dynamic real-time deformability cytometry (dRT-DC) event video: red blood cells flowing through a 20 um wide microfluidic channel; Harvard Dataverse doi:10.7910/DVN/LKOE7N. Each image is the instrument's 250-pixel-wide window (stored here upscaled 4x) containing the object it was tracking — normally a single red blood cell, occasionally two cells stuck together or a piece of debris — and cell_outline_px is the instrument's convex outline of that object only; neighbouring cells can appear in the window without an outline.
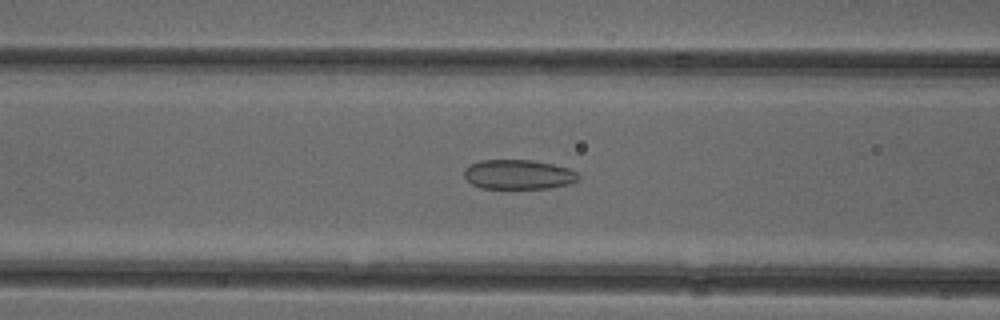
{"species": "common noctule bat (a hibernating species)", "species_latin": "Nyctalus noctula", "temperature_condition": "cold", "stored_images_in_passage": 40, "camera_frame_rate_fps": 3000, "um_per_image_px": 0.085, "animal": {"sex": "female"}, "frame": {"image": 1, "passage_image": 9, "time_ms": 2.667, "image_size_px": [1000, 320], "cell_outline_px": [[580, 180], [568, 184], [548, 188], [480, 188], [472, 184], [464, 176], [464, 168], [480, 160], [532, 160], [552, 164], [568, 168], [576, 172], [580, 176]], "centroid_in_image_um": [44.07, 14.83], "position_along_channel_um": 122.5, "area_um2": 19.65}}
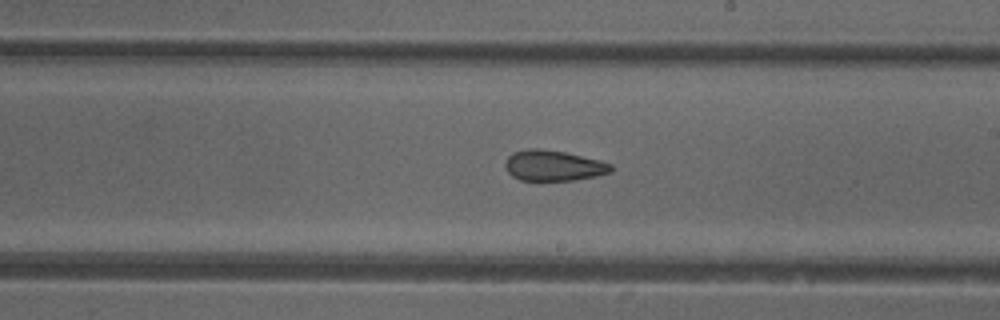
{"frame": {"image": 2, "passage_image": 18, "time_ms": 5.667, "image_size_px": [1000, 320], "cell_outline_px": [[612, 172], [596, 176], [572, 180], [520, 180], [512, 176], [508, 172], [504, 164], [508, 156], [512, 152], [528, 148], [536, 148], [564, 152], [600, 160], [612, 164]], "centroid_in_image_um": [47.03, 14.07], "position_along_channel_um": 242.0, "area_um2": 18.84}}
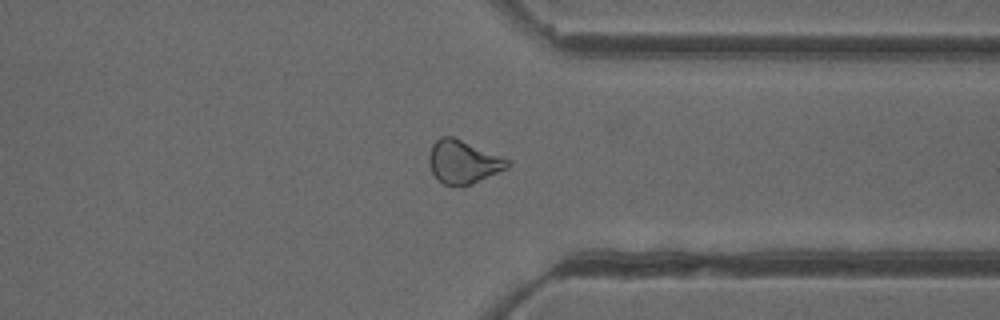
{"frame": {"image": 3, "passage_image": 28, "time_ms": 9.0, "image_size_px": [1000, 320], "cell_outline_px": [[508, 168], [472, 184], [444, 184], [432, 172], [428, 164], [428, 156], [432, 144], [440, 136], [452, 136], [500, 156], [508, 160]], "centroid_in_image_um": [39.33, 13.74], "position_along_channel_um": 372.1, "area_um2": 19.31}, "authors_computed_cell_mechanics": {"area_um2": 19.652, "velocity_mm_per_s": 3.9776, "shape_relaxation_time_tau1_ms": 6.2536, "shape_relaxation_time_tau2_ms": 2.4953, "deformation_change_tau1": 0.0933, "deformation_change_tau2": 0.093}}